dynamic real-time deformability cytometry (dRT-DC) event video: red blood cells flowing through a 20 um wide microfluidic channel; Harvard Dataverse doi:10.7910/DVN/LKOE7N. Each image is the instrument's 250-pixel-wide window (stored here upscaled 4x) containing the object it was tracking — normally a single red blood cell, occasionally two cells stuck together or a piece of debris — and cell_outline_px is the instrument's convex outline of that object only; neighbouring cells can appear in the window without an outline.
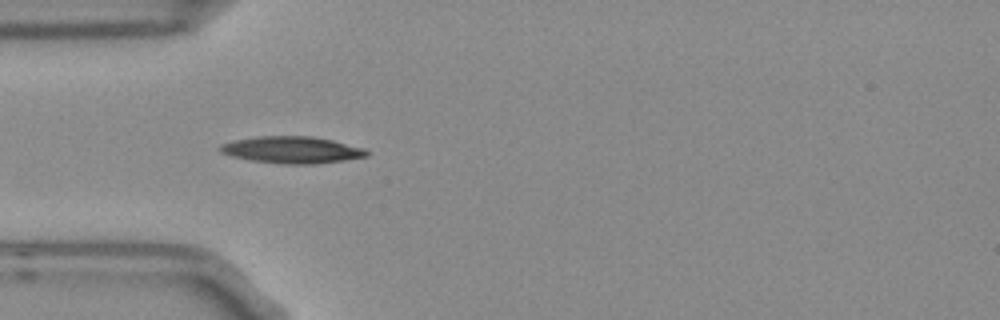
{"species": "Egyptian fruit bat (a non-hibernating species)", "species_latin": "Rousettus aegyptiacus", "temperature_condition": "room temperature", "stored_images_in_passage": 7, "camera_frame_rate_fps": 3000, "um_per_image_px": 0.085, "frame": {"image": 1, "passage_image": 5, "time_ms": 1.333, "image_size_px": [1000, 320], "cell_outline_px": [[368, 156], [344, 160], [312, 164], [284, 164], [252, 160], [232, 156], [220, 152], [216, 148], [220, 144], [232, 140], [256, 136], [312, 136], [332, 140], [364, 148], [368, 152]], "centroid_in_image_um": [24.76, 12.73], "position_along_channel_um": 60.2, "area_um2": 22.95}}
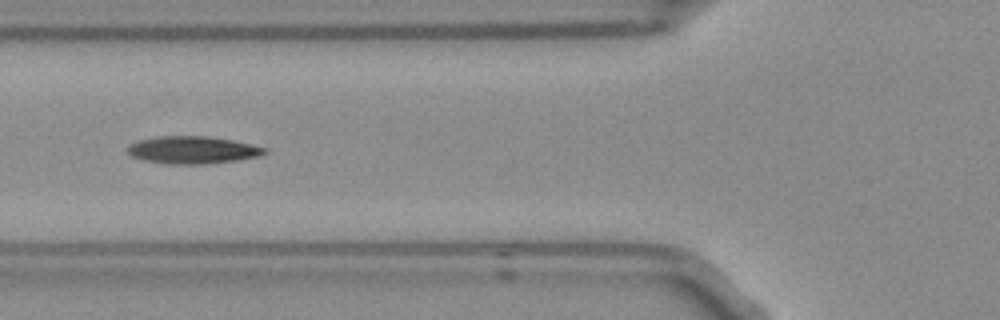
{"frame": {"image": 2, "passage_image": 6, "time_ms": 1.667, "image_size_px": [1000, 320], "cell_outline_px": [[268, 152], [256, 156], [236, 160], [204, 164], [168, 164], [144, 160], [132, 156], [128, 152], [128, 148], [132, 144], [140, 140], [156, 136], [208, 136], [232, 140], [268, 148]], "centroid_in_image_um": [16.38, 12.74], "position_along_channel_um": 109.4, "area_um2": 21.68}}